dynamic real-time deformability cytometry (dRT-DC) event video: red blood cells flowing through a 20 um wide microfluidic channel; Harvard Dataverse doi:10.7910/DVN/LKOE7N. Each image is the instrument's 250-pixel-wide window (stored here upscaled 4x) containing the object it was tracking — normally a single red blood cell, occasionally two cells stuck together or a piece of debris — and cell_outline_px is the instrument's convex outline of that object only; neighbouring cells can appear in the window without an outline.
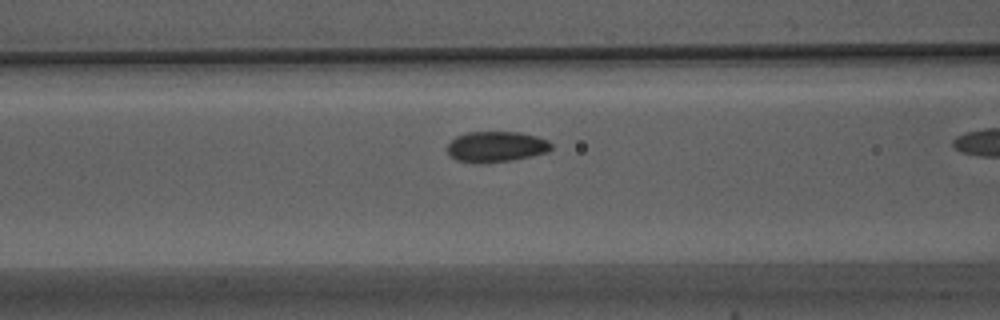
{"species": "Egyptian fruit bat (a non-hibernating species)", "species_latin": "Rousettus aegyptiacus", "temperature_condition": "warm", "stored_images_in_passage": 16, "camera_frame_rate_fps": 3000, "um_per_image_px": 0.085, "animal": {"sex": "male"}, "frame": {"image": 1, "passage_image": 14, "time_ms": 4.333, "image_size_px": [1000, 320], "cell_outline_px": [[552, 148], [548, 152], [532, 156], [508, 160], [456, 160], [448, 152], [448, 144], [456, 136], [468, 132], [520, 132], [536, 136], [548, 140], [552, 144]], "centroid_in_image_um": [42.24, 12.41], "position_along_channel_um": 124.4, "area_um2": 17.8}}